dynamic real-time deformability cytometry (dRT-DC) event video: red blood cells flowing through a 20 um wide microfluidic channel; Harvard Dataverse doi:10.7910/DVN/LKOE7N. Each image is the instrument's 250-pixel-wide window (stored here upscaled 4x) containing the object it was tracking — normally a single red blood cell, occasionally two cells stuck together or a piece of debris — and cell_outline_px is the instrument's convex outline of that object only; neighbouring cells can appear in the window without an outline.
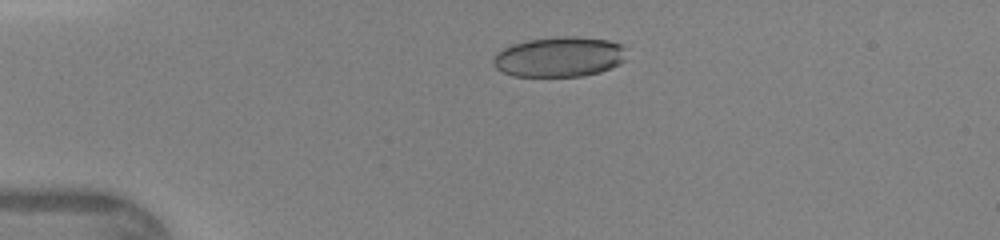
{"species": "human", "species_latin": "Homo sapiens", "temperature_condition": "warm", "stored_images_in_passage": 36, "camera_frame_rate_fps": 3000, "um_per_image_px": 0.085, "donor": {"sex": "female"}, "frame": {"image": 1, "passage_image": 1, "time_ms": 0.0, "image_size_px": [1000, 240], "cell_outline_px": [[624, 60], [620, 64], [600, 72], [584, 76], [512, 76], [496, 68], [492, 64], [492, 60], [496, 52], [512, 44], [528, 40], [556, 36], [572, 36], [608, 40], [620, 44], [624, 48]], "centroid_in_image_um": [47.51, 4.83], "position_along_channel_um": 37.5, "area_um2": 31.21}}
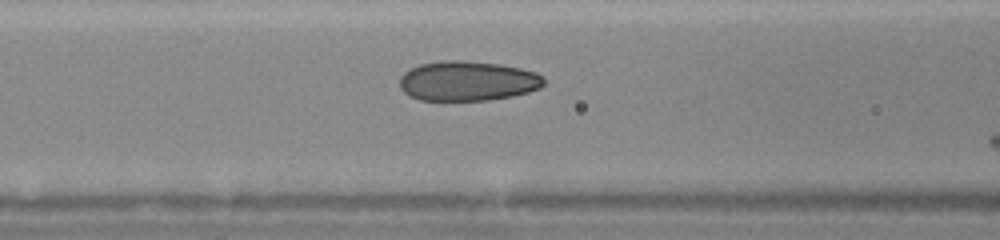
{"frame": {"image": 2, "passage_image": 10, "time_ms": 3.0, "image_size_px": [1000, 240], "cell_outline_px": [[544, 84], [540, 88], [528, 92], [512, 96], [488, 100], [420, 100], [408, 96], [400, 88], [400, 76], [404, 72], [420, 64], [440, 60], [464, 60], [500, 64], [520, 68], [536, 72], [544, 76]], "centroid_in_image_um": [39.74, 6.88], "position_along_channel_um": 126.9, "area_um2": 33.7}}
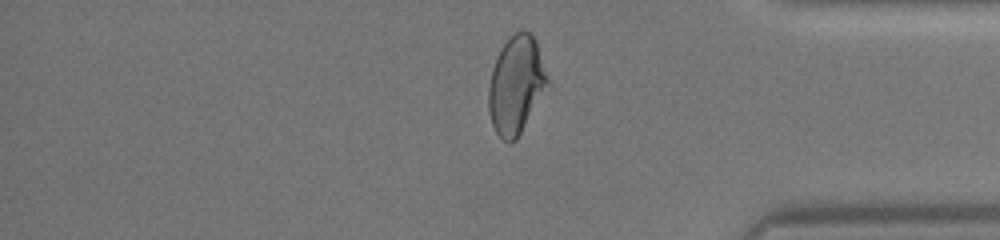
{"frame": {"image": 3, "passage_image": 29, "time_ms": 9.333, "image_size_px": [1000, 240], "cell_outline_px": [[548, 84], [516, 140], [512, 144], [508, 144], [496, 132], [492, 124], [488, 108], [488, 84], [492, 68], [496, 56], [504, 44], [516, 32], [528, 32], [536, 40], [548, 80]], "centroid_in_image_um": [43.83, 7.25], "position_along_channel_um": 391.4, "area_um2": 32.95}}